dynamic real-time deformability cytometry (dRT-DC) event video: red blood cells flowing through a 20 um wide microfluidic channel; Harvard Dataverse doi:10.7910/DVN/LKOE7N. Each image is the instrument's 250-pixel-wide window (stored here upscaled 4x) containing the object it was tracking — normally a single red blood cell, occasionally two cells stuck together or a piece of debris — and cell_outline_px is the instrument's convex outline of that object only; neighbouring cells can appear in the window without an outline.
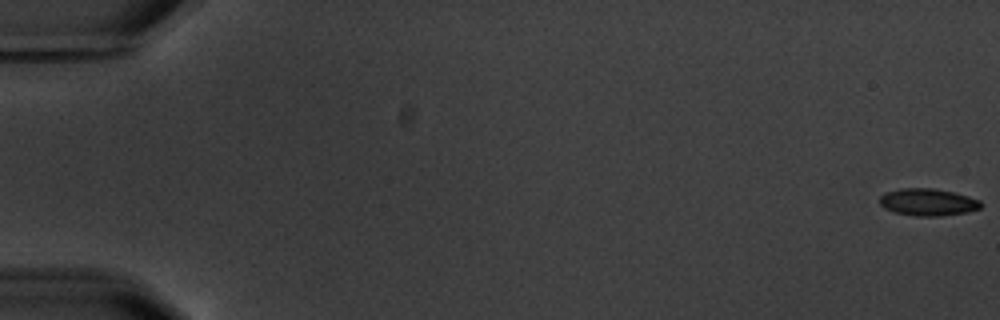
{"species": "common noctule bat (a hibernating species)", "species_latin": "Nyctalus noctula", "temperature_condition": "warm", "stored_images_in_passage": 6, "camera_frame_rate_fps": 3000, "um_per_image_px": 0.085, "animal": {"sex": "male", "body_mass_g": 20.1, "forearm_length_mm": 53.5}, "frame": {"image": 1, "passage_image": 1, "time_ms": 0.0, "image_size_px": [1000, 320], "cell_outline_px": [[984, 204], [980, 208], [968, 212], [940, 216], [916, 216], [896, 212], [884, 208], [880, 204], [880, 196], [884, 192], [900, 188], [932, 188], [952, 192], [968, 196], [980, 200]], "centroid_in_image_um": [78.88, 17.18], "position_along_channel_um": 6.1, "area_um2": 16.07}}
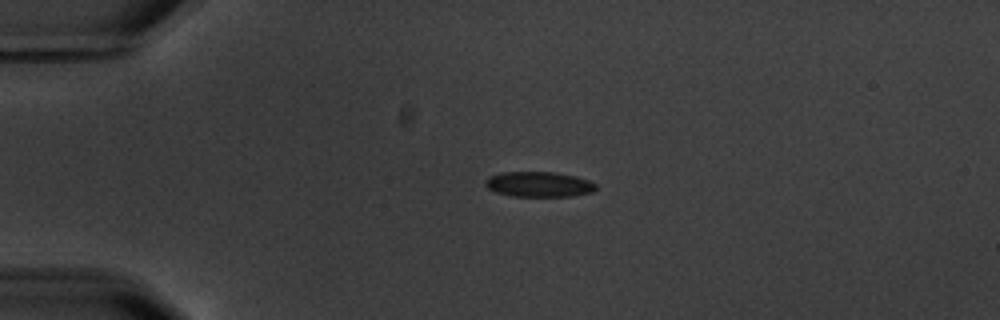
{"frame": {"image": 2, "passage_image": 5, "time_ms": 4.667, "image_size_px": [1000, 320], "cell_outline_px": [[596, 188], [592, 192], [572, 196], [512, 196], [496, 192], [488, 188], [484, 184], [484, 180], [488, 176], [500, 172], [552, 172], [576, 176], [588, 180], [596, 184]], "centroid_in_image_um": [45.77, 15.66], "position_along_channel_um": 39.2, "area_um2": 16.3}}